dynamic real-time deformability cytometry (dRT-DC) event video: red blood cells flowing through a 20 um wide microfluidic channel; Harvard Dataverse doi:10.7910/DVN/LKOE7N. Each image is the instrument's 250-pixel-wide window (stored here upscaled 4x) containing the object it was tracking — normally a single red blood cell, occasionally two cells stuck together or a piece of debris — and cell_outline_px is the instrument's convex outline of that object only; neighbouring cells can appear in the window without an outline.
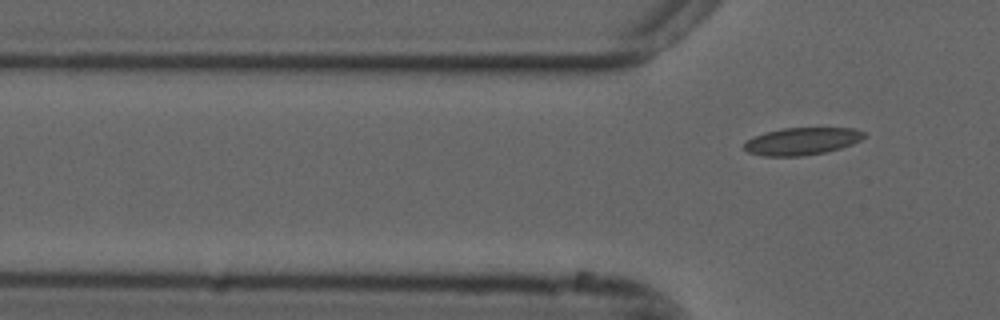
{"species": "common noctule bat (a hibernating species)", "species_latin": "Nyctalus noctula", "temperature_condition": "cold", "stored_images_in_passage": 2, "camera_frame_rate_fps": 3000, "um_per_image_px": 0.085, "animal": {"sex": "male", "forearm_length_mm": 52.5}, "frame": {"image": 1, "passage_image": 2, "time_ms": 0.333, "image_size_px": [1000, 320], "cell_outline_px": [[868, 136], [852, 144], [840, 148], [824, 152], [804, 156], [764, 156], [748, 152], [744, 148], [744, 144], [748, 140], [764, 132], [780, 128], [856, 128], [864, 132]], "centroid_in_image_um": [68.19, 12.0], "position_along_channel_um": 57.6, "area_um2": 19.13}}